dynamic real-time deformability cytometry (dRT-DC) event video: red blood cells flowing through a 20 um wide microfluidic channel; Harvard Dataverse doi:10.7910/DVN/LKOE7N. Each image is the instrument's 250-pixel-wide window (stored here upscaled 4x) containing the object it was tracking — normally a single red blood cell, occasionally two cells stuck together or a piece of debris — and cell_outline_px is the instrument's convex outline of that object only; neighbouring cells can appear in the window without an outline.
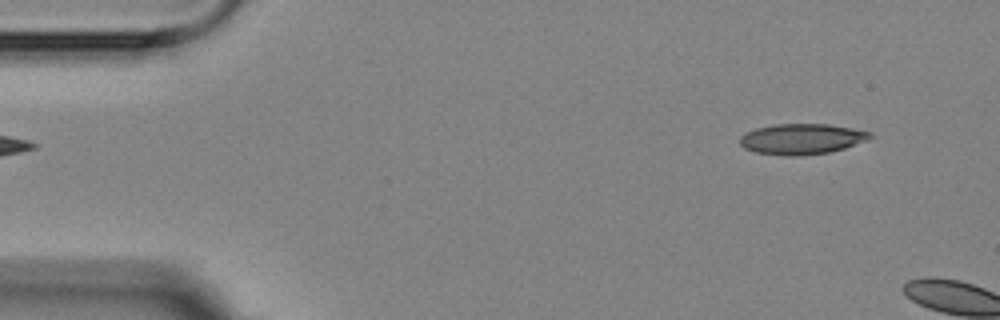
{"species": "Egyptian fruit bat (a non-hibernating species)", "species_latin": "Rousettus aegyptiacus", "temperature_condition": "room temperature", "stored_images_in_passage": 2, "camera_frame_rate_fps": 3000, "um_per_image_px": 0.085, "animal": {"sex": "female"}, "frame": {"image": 1, "passage_image": 1, "time_ms": 0.0, "image_size_px": [1000, 320], "cell_outline_px": [[872, 136], [868, 140], [844, 148], [828, 152], [800, 156], [784, 156], [756, 152], [744, 148], [740, 144], [740, 136], [756, 128], [772, 124], [828, 124], [852, 128], [872, 132]], "centroid_in_image_um": [68.15, 11.81], "position_along_channel_um": 16.9, "area_um2": 23.24}}